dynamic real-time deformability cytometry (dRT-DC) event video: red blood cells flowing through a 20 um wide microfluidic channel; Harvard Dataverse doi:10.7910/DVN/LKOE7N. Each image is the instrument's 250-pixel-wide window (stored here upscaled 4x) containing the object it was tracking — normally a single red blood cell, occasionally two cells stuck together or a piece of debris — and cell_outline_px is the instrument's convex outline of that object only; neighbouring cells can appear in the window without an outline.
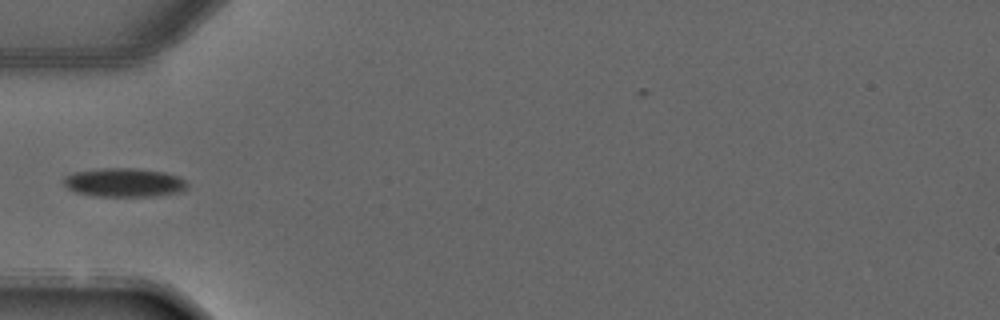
{"species": "common noctule bat (a hibernating species)", "species_latin": "Nyctalus noctula", "temperature_condition": "warm", "stored_images_in_passage": 3, "camera_frame_rate_fps": 3000, "um_per_image_px": 0.085, "animal": {"sex": "male", "forearm_length_mm": 52.5}, "frame": {"image": 1, "passage_image": 3, "time_ms": 3.333, "image_size_px": [1000, 320], "cell_outline_px": [[188, 188], [180, 192], [152, 196], [92, 196], [76, 192], [68, 188], [64, 184], [64, 176], [72, 172], [100, 168], [136, 168], [164, 172], [180, 176], [188, 184]], "centroid_in_image_um": [10.56, 15.51], "position_along_channel_um": 74.4, "area_um2": 20.92}}